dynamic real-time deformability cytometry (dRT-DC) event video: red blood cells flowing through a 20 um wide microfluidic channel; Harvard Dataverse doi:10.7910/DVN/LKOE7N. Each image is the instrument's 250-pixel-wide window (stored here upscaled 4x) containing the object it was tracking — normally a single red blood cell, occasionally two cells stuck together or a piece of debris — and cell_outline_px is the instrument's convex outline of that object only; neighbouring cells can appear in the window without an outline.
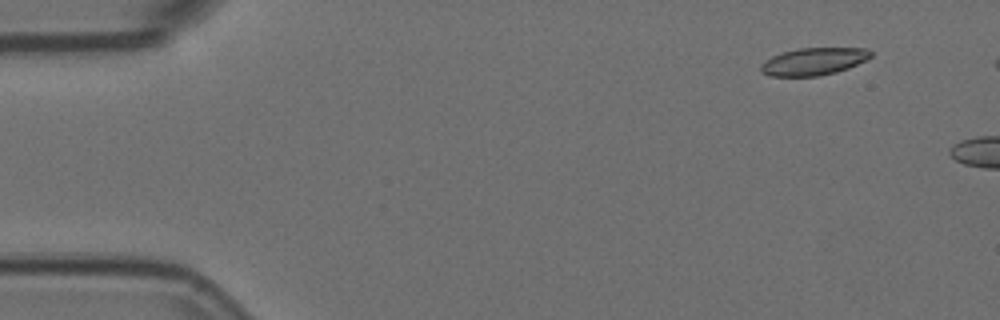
{"species": "Egyptian fruit bat (a non-hibernating species)", "species_latin": "Rousettus aegyptiacus", "temperature_condition": "room temperature", "stored_images_in_passage": 5, "camera_frame_rate_fps": 3000, "um_per_image_px": 0.085, "animal": {"sex": "female"}, "frame": {"image": 1, "passage_image": 1, "time_ms": 0.0, "image_size_px": [1000, 320], "cell_outline_px": [[872, 56], [868, 60], [848, 68], [836, 72], [820, 76], [772, 76], [760, 72], [760, 64], [772, 56], [780, 52], [800, 48], [868, 48], [872, 52]], "centroid_in_image_um": [69.17, 5.22], "position_along_channel_um": 15.8, "area_um2": 17.74}}